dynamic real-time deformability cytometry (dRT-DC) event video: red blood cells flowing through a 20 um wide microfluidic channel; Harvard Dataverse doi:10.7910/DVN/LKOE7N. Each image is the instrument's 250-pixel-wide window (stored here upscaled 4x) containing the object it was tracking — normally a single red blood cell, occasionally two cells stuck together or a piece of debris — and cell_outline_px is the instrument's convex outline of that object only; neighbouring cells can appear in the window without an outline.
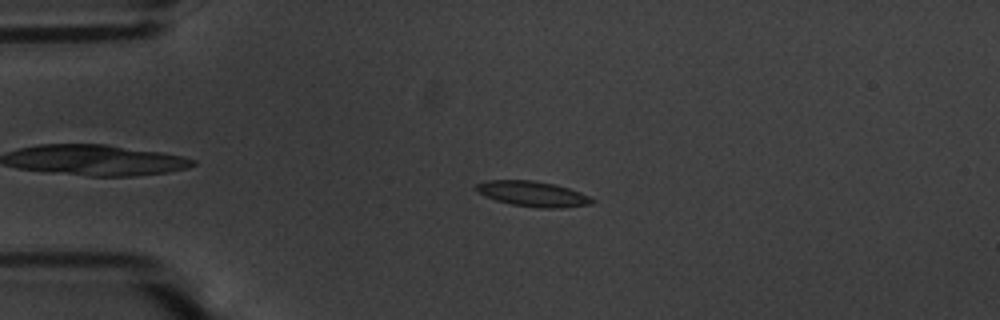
{"species": "common noctule bat (a hibernating species)", "species_latin": "Nyctalus noctula", "temperature_condition": "warm", "stored_images_in_passage": 55, "camera_frame_rate_fps": 3000, "um_per_image_px": 0.085, "animal": {"sex": "male", "body_mass_g": 20.1, "forearm_length_mm": 53.5}, "frame": {"image": 1, "passage_image": 13, "time_ms": 4.0, "image_size_px": [1000, 320], "cell_outline_px": [[596, 200], [592, 204], [560, 208], [536, 208], [512, 204], [496, 200], [484, 196], [476, 188], [476, 184], [488, 180], [532, 180], [556, 184], [580, 192]], "centroid_in_image_um": [45.31, 16.48], "position_along_channel_um": 39.7, "area_um2": 17.05}}
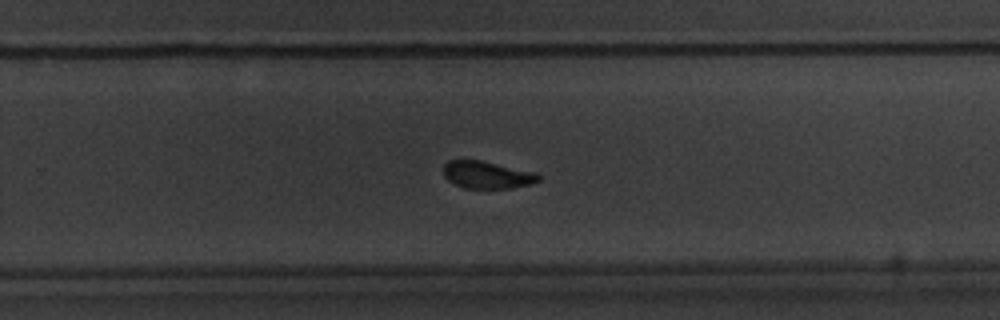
{"frame": {"image": 2, "passage_image": 36, "time_ms": 11.667, "image_size_px": [1000, 320], "cell_outline_px": [[540, 180], [532, 184], [512, 188], [464, 188], [448, 180], [444, 176], [444, 164], [448, 160], [480, 160], [536, 172], [540, 176]], "centroid_in_image_um": [41.42, 14.86], "position_along_channel_um": 288.4, "area_um2": 15.14}}
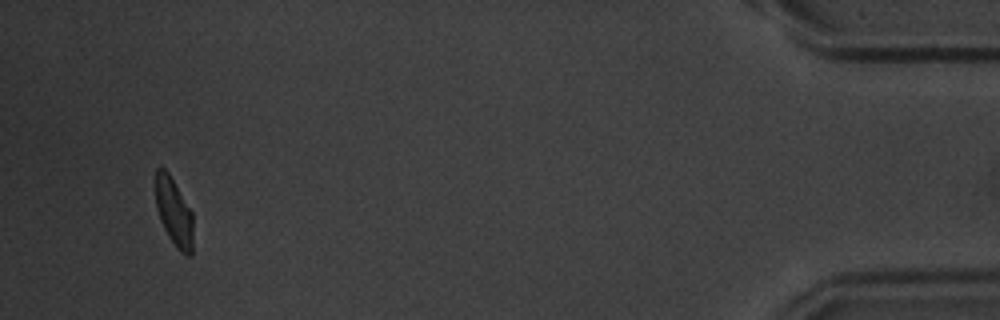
{"frame": {"image": 3, "passage_image": 53, "time_ms": 17.333, "image_size_px": [1000, 320], "cell_outline_px": [[192, 256], [188, 256], [180, 252], [176, 248], [168, 236], [160, 220], [156, 208], [156, 168], [164, 168], [168, 172], [192, 212]], "centroid_in_image_um": [14.78, 18.06], "position_along_channel_um": 420.4, "area_um2": 14.74}, "authors_computed_cell_mechanics": {"area_um2": 16.184, "velocity_mm_per_s": 3.638, "shape_relaxation_time_tau1_ms": 2.7562, "shape_relaxation_time_tau2_ms": 1.4083, "deformation_change_tau1": 0.1281, "deformation_change_tau2": 0.0717}}